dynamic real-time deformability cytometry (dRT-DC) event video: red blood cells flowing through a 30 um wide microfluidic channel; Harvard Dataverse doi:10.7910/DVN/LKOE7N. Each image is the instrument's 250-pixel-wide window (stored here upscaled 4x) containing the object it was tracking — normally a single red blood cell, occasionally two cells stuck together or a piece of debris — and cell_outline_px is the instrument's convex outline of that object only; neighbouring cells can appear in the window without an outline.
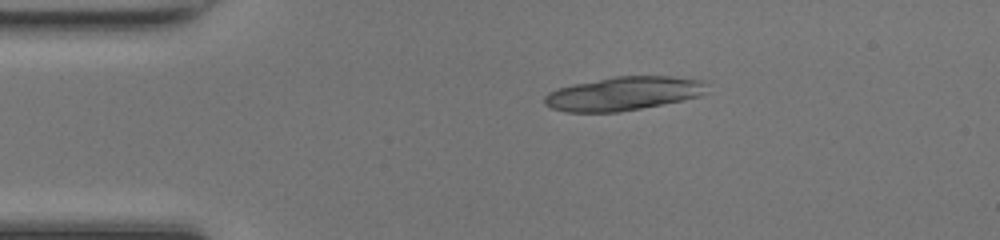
{"species": "common noctule bat (a hibernating species)", "species_latin": "Nyctalus noctula", "temperature_condition": "room temperature", "stored_images_in_passage": 39, "segment_of_instrument_passage": [1, 2], "camera_frame_rate_fps": 3000, "um_per_image_px": 0.085, "animal": {"sex": "female", "body_mass_g": 17.0, "forearm_length_mm": 48.0}, "frame": {"image": 1, "passage_image": 1, "time_ms": 0.0, "image_size_px": [1000, 240], "cell_outline_px": [[708, 92], [700, 96], [684, 100], [620, 112], [564, 112], [552, 108], [544, 104], [544, 96], [548, 92], [572, 84], [616, 76], [672, 76], [704, 80]], "centroid_in_image_um": [53.01, 7.95], "position_along_channel_um": 32.0, "area_um2": 32.08}}